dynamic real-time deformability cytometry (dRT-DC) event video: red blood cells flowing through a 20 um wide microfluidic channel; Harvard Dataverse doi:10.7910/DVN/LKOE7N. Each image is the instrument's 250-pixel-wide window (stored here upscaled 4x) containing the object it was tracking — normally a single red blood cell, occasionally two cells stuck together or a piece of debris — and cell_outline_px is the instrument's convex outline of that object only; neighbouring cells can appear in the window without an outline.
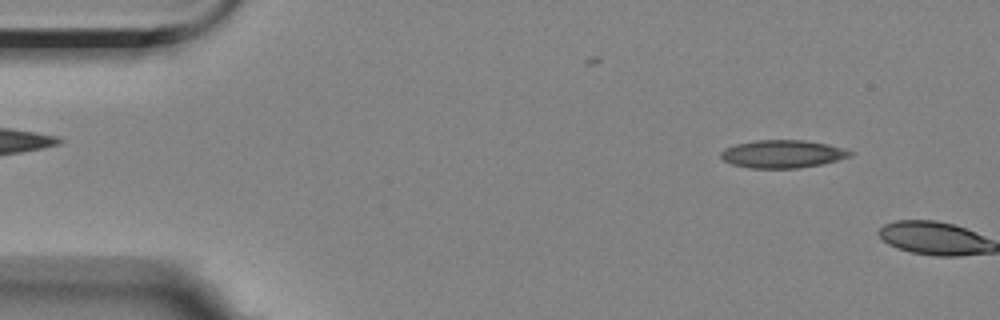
{"species": "Egyptian fruit bat (a non-hibernating species)", "species_latin": "Rousettus aegyptiacus", "temperature_condition": "room temperature", "stored_images_in_passage": 6, "camera_frame_rate_fps": 3000, "um_per_image_px": 0.085, "animal": {"sex": "female"}, "frame": {"image": 1, "passage_image": 5, "time_ms": 1.333, "image_size_px": [1000, 320], "cell_outline_px": [[856, 152], [852, 156], [820, 164], [800, 168], [748, 168], [732, 164], [724, 160], [720, 156], [720, 152], [724, 148], [736, 144], [756, 140], [804, 140], [828, 144], [844, 148]], "centroid_in_image_um": [66.53, 13.08], "position_along_channel_um": 18.5, "area_um2": 21.1}}